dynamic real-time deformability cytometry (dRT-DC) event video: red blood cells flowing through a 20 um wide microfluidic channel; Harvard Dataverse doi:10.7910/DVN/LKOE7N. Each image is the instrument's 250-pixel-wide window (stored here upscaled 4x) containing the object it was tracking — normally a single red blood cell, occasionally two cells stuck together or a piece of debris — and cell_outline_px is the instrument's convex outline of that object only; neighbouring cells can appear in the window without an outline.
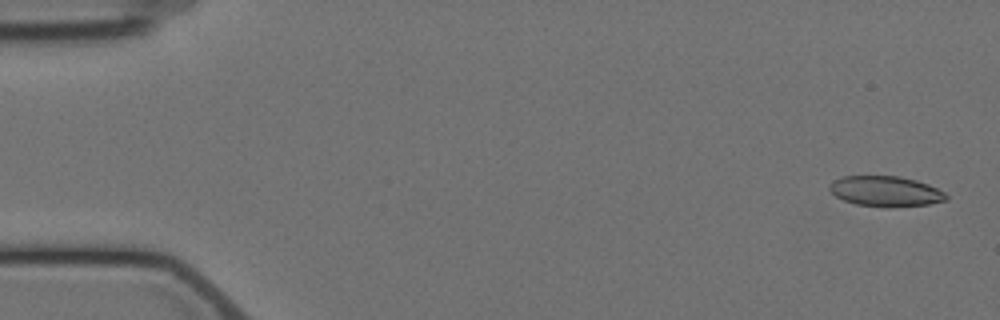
{"species": "Egyptian fruit bat (a non-hibernating species)", "species_latin": "Rousettus aegyptiacus", "temperature_condition": "cold", "stored_images_in_passage": 5, "camera_frame_rate_fps": 3000, "um_per_image_px": 0.085, "animal": {"sex": "female"}, "frame": {"image": 1, "passage_image": 1, "time_ms": 0.0, "image_size_px": [1000, 320], "cell_outline_px": [[948, 200], [928, 204], [888, 208], [884, 208], [856, 204], [844, 200], [836, 196], [828, 188], [828, 184], [832, 180], [844, 176], [900, 176], [916, 180], [928, 184], [944, 192], [948, 196]], "centroid_in_image_um": [75.27, 16.26], "position_along_channel_um": 9.7, "area_um2": 20.87}}
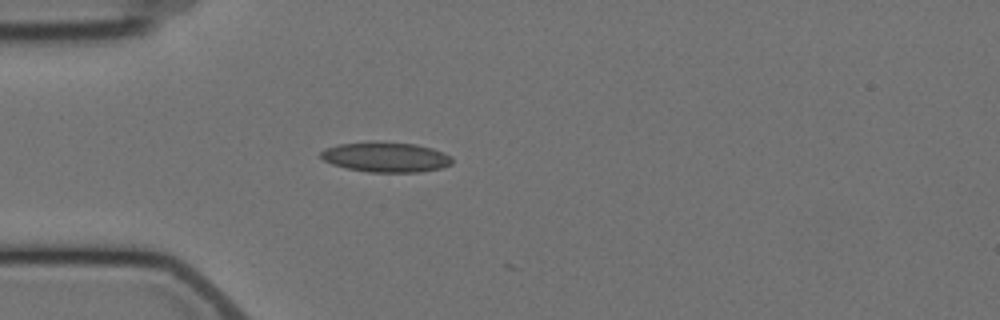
{"frame": {"image": 2, "passage_image": 5, "time_ms": 4.667, "image_size_px": [1000, 320], "cell_outline_px": [[452, 164], [440, 168], [420, 172], [368, 172], [348, 168], [332, 164], [324, 160], [320, 156], [320, 152], [328, 148], [340, 144], [372, 140], [416, 144], [432, 148], [444, 152], [452, 156]], "centroid_in_image_um": [32.82, 13.34], "position_along_channel_um": 52.2, "area_um2": 23.18}}